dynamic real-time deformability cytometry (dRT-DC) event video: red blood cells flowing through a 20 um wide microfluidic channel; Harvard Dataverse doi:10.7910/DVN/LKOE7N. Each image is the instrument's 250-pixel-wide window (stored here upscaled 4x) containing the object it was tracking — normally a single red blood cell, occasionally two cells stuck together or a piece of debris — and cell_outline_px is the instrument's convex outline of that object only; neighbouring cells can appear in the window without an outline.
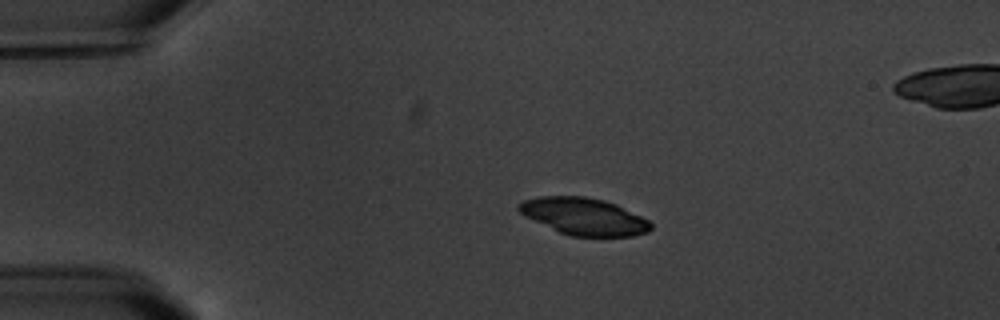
{"species": "common noctule bat (a hibernating species)", "species_latin": "Nyctalus noctula", "temperature_condition": "warm", "stored_images_in_passage": 5, "camera_frame_rate_fps": 3000, "um_per_image_px": 0.085, "animal": {"sex": "male", "body_mass_g": 20.1, "forearm_length_mm": 53.5}, "frame": {"image": 1, "passage_image": 3, "time_ms": 2.0, "image_size_px": [1000, 320], "cell_outline_px": [[652, 228], [648, 232], [632, 236], [568, 236], [524, 216], [516, 208], [516, 204], [524, 200], [540, 196], [584, 196], [604, 200], [616, 204], [648, 220], [652, 224]], "centroid_in_image_um": [49.61, 18.39], "position_along_channel_um": 35.4, "area_um2": 28.5}}